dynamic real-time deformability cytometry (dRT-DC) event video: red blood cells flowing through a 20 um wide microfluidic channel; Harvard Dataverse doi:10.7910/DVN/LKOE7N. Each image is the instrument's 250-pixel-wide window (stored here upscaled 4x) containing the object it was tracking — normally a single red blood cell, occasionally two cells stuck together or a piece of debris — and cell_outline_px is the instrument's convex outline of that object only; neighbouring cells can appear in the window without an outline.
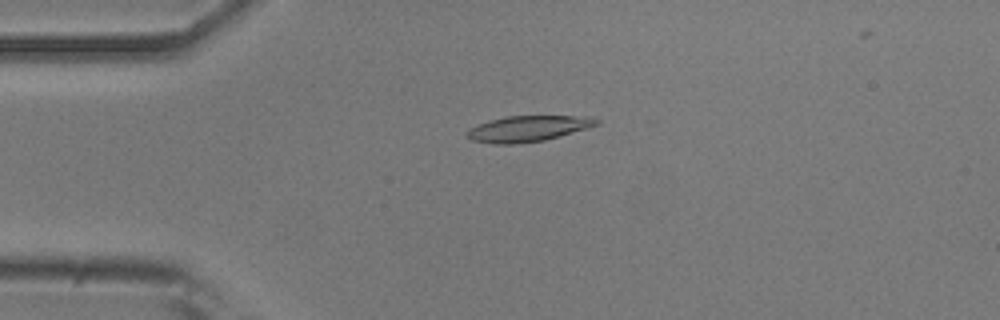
{"species": "common noctule bat (a hibernating species)", "species_latin": "Nyctalus noctula", "temperature_condition": "room temperature", "stored_images_in_passage": 22, "camera_frame_rate_fps": 3000, "um_per_image_px": 0.085, "animal": {"sex": "male", "body_mass_g": 20.5, "forearm_length_mm": 52.5}, "frame": {"image": 1, "passage_image": 12, "time_ms": 3.667, "image_size_px": [1000, 320], "cell_outline_px": [[600, 124], [588, 128], [560, 136], [544, 140], [512, 144], [492, 144], [472, 140], [464, 136], [464, 132], [468, 128], [488, 120], [504, 116], [592, 116], [600, 120]], "centroid_in_image_um": [44.84, 10.93], "position_along_channel_um": 40.2, "area_um2": 19.83}}
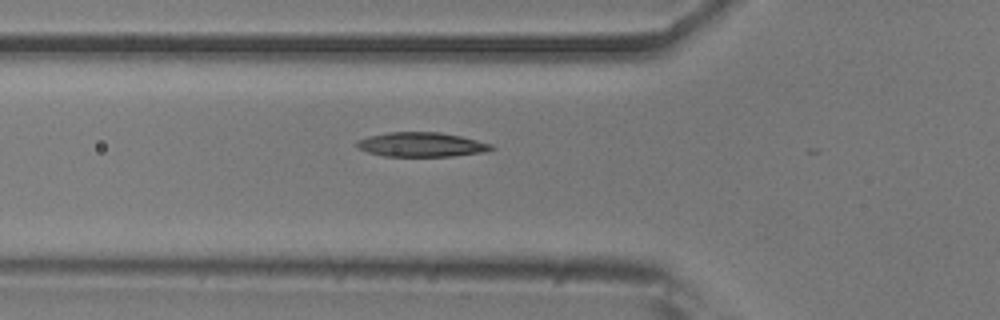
{"frame": {"image": 2, "passage_image": 18, "time_ms": 5.667, "image_size_px": [1000, 320], "cell_outline_px": [[496, 148], [488, 152], [456, 156], [384, 156], [368, 152], [356, 148], [352, 144], [356, 140], [368, 136], [388, 132], [440, 132], [460, 136], [492, 144]], "centroid_in_image_um": [35.8, 12.29], "position_along_channel_um": 90.0, "area_um2": 19.48}}
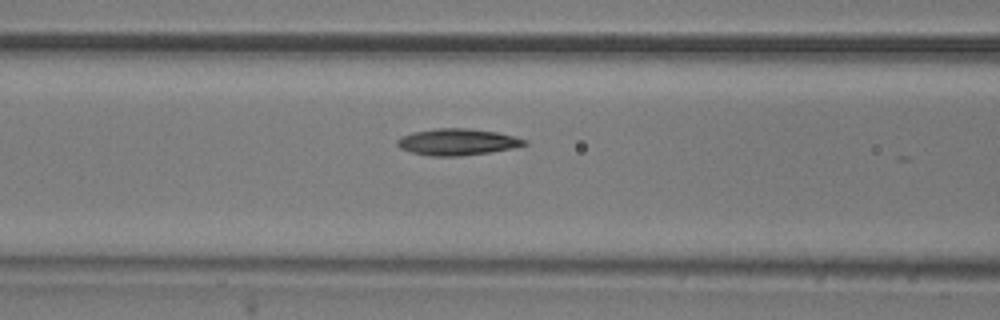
{"frame": {"image": 3, "passage_image": 21, "time_ms": 6.667, "image_size_px": [1000, 320], "cell_outline_px": [[528, 144], [512, 148], [488, 152], [460, 156], [428, 156], [412, 152], [400, 148], [396, 144], [396, 140], [400, 136], [412, 132], [436, 128], [472, 128], [496, 132], [528, 140]], "centroid_in_image_um": [38.84, 12.06], "position_along_channel_um": 127.8, "area_um2": 19.71}}